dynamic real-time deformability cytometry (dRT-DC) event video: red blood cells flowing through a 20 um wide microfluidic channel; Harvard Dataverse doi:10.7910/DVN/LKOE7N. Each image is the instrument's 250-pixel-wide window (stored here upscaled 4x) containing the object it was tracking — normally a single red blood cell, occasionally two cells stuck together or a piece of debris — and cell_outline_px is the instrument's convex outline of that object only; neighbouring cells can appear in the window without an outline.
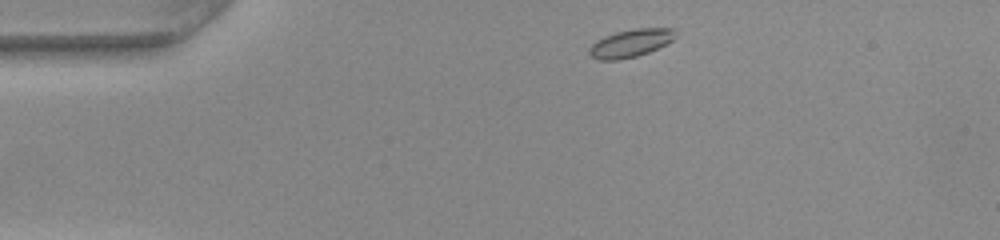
{"species": "common noctule bat (a hibernating species)", "species_latin": "Nyctalus noctula", "temperature_condition": "warm", "stored_images_in_passage": 42, "camera_frame_rate_fps": 3000, "um_per_image_px": 0.085, "animal": {"sex": "female", "body_mass_g": 22.0, "forearm_length_mm": 56.7}, "frame": {"image": 1, "passage_image": 1, "time_ms": 0.0, "image_size_px": [1000, 240], "cell_outline_px": [[676, 36], [668, 44], [648, 52], [636, 56], [620, 60], [596, 60], [588, 52], [588, 48], [596, 40], [604, 36], [616, 32], [636, 28], [672, 28], [676, 32]], "centroid_in_image_um": [53.59, 3.67], "position_along_channel_um": 31.4, "area_um2": 14.1}}
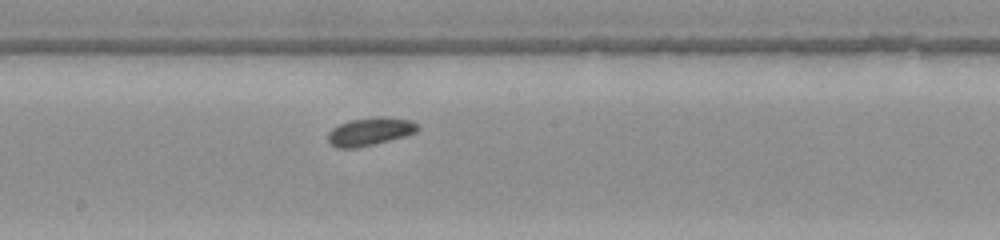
{"frame": {"image": 2, "passage_image": 19, "time_ms": 6.0, "image_size_px": [1000, 240], "cell_outline_px": [[420, 128], [416, 132], [404, 136], [356, 148], [336, 148], [328, 140], [328, 132], [332, 128], [348, 120], [412, 120], [420, 124]], "centroid_in_image_um": [31.41, 11.23], "position_along_channel_um": 216.8, "area_um2": 13.7}}
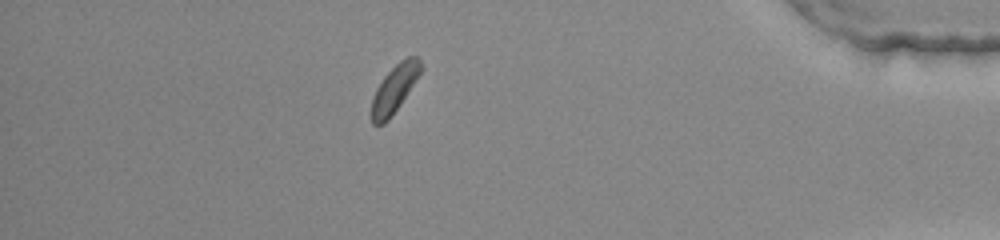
{"frame": {"image": 3, "passage_image": 36, "time_ms": 11.667, "image_size_px": [1000, 240], "cell_outline_px": [[424, 68], [400, 104], [388, 120], [384, 124], [372, 124], [372, 96], [376, 88], [384, 76], [400, 60], [408, 56], [416, 56], [420, 60]], "centroid_in_image_um": [33.55, 7.51], "position_along_channel_um": 401.7, "area_um2": 13.53}, "authors_computed_cell_mechanics": {"area_um2": 13.6697, "velocity_mm_per_s": 4.0017, "shape_relaxation_time_tau1_ms": null, "shape_relaxation_time_tau2_ms": 2.2234, "deformation_change_tau1": null, "deformation_change_tau2": 0.0583}}